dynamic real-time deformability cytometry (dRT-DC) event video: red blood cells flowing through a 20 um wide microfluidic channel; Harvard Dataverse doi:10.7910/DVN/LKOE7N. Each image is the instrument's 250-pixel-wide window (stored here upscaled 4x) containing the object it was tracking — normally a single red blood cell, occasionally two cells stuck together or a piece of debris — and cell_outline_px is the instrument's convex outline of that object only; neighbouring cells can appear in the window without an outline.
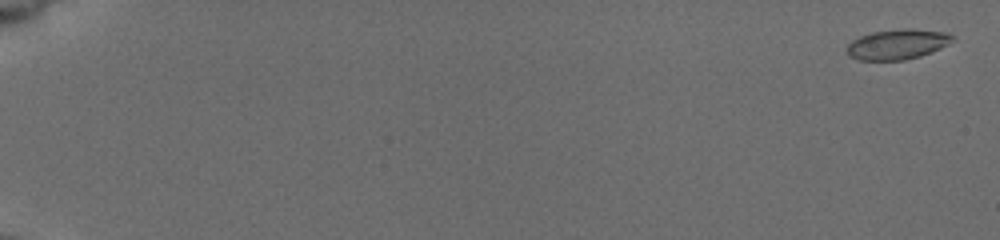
{"species": "common noctule bat (a hibernating species)", "species_latin": "Nyctalus noctula", "temperature_condition": "cold", "stored_images_in_passage": 57, "camera_frame_rate_fps": 3000, "um_per_image_px": 0.085, "animal": {"sex": "female", "body_mass_g": 19.5, "forearm_length_mm": 54.1}, "frame": {"image": 1, "passage_image": 2, "time_ms": 0.333, "image_size_px": [1000, 240], "cell_outline_px": [[952, 40], [948, 44], [932, 52], [920, 56], [904, 60], [860, 60], [848, 56], [848, 44], [852, 40], [860, 36], [872, 32], [904, 28], [912, 28], [944, 32], [952, 36]], "centroid_in_image_um": [76.26, 3.76], "position_along_channel_um": 8.7, "area_um2": 18.44}}
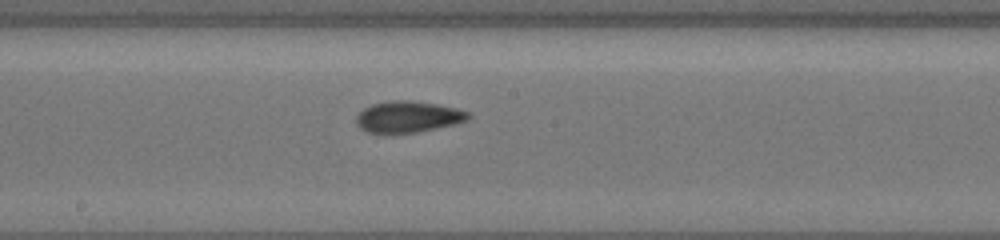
{"frame": {"image": 2, "passage_image": 34, "time_ms": 11.0, "image_size_px": [1000, 240], "cell_outline_px": [[472, 116], [464, 120], [452, 124], [436, 128], [416, 132], [384, 136], [368, 132], [360, 128], [356, 124], [356, 116], [364, 108], [372, 104], [388, 100], [408, 100], [436, 104], [456, 108], [468, 112]], "centroid_in_image_um": [34.59, 9.95], "position_along_channel_um": 213.6, "area_um2": 20.75}}
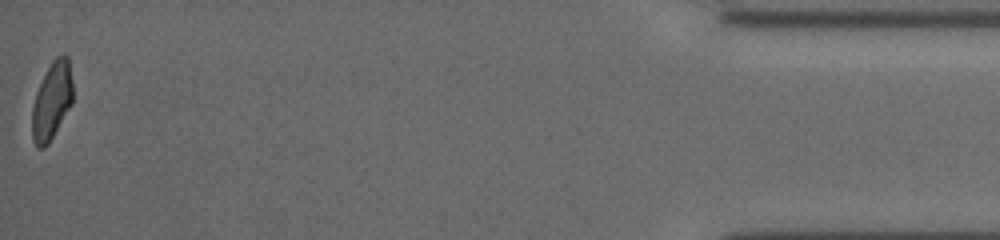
{"frame": {"image": 3, "passage_image": 57, "time_ms": 18.667, "image_size_px": [1000, 240], "cell_outline_px": [[72, 104], [48, 144], [44, 148], [36, 148], [32, 140], [32, 108], [36, 92], [52, 60], [56, 56], [68, 56], [72, 80]], "centroid_in_image_um": [4.4, 8.61], "position_along_channel_um": 430.8, "area_um2": 18.26}, "authors_computed_cell_mechanics": {"area_um2": 19.363, "velocity_mm_per_s": 3.8333, "shape_relaxation_time_tau1_ms": 9.0029, "shape_relaxation_time_tau2_ms": 2.1964, "deformation_change_tau1": 0.1845, "deformation_change_tau2": 0.0715}}